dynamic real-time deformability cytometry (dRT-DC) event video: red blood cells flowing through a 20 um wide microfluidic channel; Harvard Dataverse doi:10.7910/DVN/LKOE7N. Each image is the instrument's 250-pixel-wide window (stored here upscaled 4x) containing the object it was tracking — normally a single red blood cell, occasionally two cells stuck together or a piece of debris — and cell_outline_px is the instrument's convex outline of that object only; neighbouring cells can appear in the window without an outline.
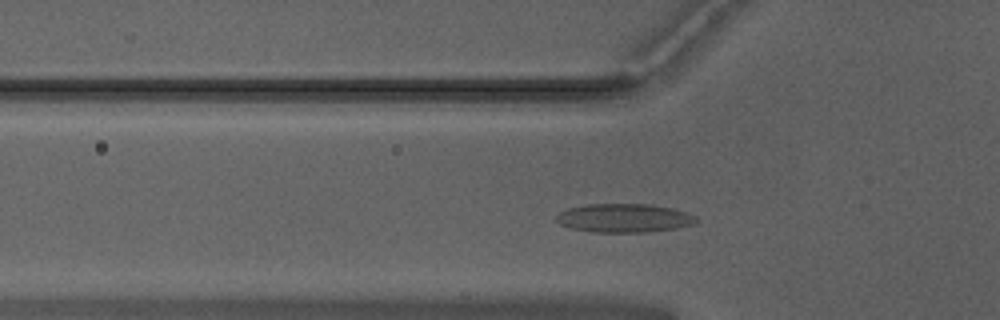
{"species": "Egyptian fruit bat (a non-hibernating species)", "species_latin": "Rousettus aegyptiacus", "temperature_condition": "warm", "stored_images_in_passage": 38, "camera_frame_rate_fps": 3000, "um_per_image_px": 0.085, "animal": {"sex": "male"}, "frame": {"image": 1, "passage_image": 3, "time_ms": 0.667, "image_size_px": [1000, 320], "cell_outline_px": [[700, 220], [692, 224], [676, 228], [648, 232], [592, 232], [572, 228], [560, 224], [556, 220], [556, 216], [560, 212], [568, 208], [588, 204], [652, 204], [672, 208], [688, 212], [696, 216]], "centroid_in_image_um": [53.08, 18.53], "position_along_channel_um": 72.7, "area_um2": 23.47}}
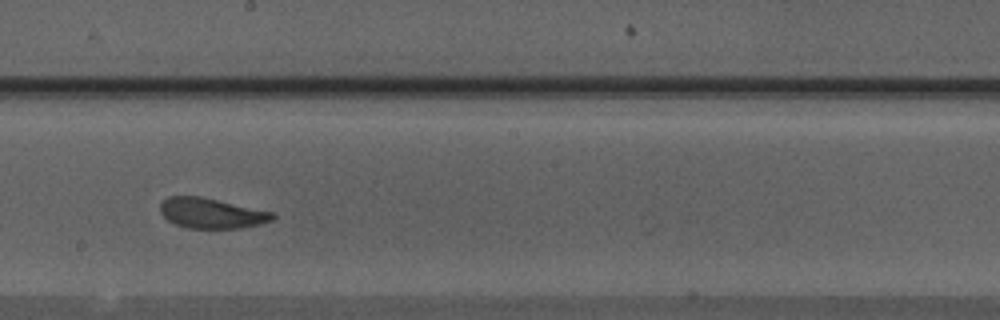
{"frame": {"image": 2, "passage_image": 15, "time_ms": 4.667, "image_size_px": [1000, 320], "cell_outline_px": [[276, 216], [272, 220], [260, 224], [240, 228], [188, 228], [176, 224], [168, 220], [160, 212], [160, 204], [168, 196], [200, 196], [276, 212]], "centroid_in_image_um": [18.01, 18.11], "position_along_channel_um": 230.2, "area_um2": 19.88}}
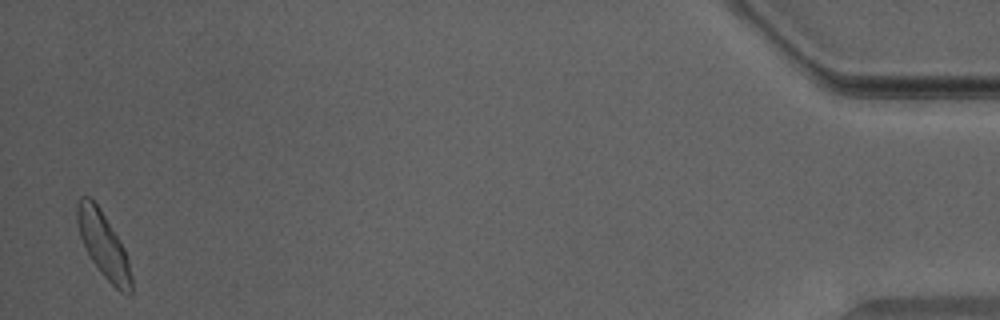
{"frame": {"image": 3, "passage_image": 37, "time_ms": 12.0, "image_size_px": [1000, 320], "cell_outline_px": [[132, 292], [120, 292], [100, 272], [92, 260], [80, 236], [76, 220], [76, 204], [80, 196], [88, 196], [100, 208], [120, 240], [124, 248], [128, 260], [132, 276]], "centroid_in_image_um": [8.78, 20.78], "position_along_channel_um": 426.4, "area_um2": 20.4}, "authors_computed_cell_mechanics": {"area_um2": 20.4323, "velocity_mm_per_s": 3.9373, "shape_relaxation_time_tau1_ms": 3.6641, "shape_relaxation_time_tau2_ms": 1.5921, "deformation_change_tau1": 0.102, "deformation_change_tau2": 0.0893}}